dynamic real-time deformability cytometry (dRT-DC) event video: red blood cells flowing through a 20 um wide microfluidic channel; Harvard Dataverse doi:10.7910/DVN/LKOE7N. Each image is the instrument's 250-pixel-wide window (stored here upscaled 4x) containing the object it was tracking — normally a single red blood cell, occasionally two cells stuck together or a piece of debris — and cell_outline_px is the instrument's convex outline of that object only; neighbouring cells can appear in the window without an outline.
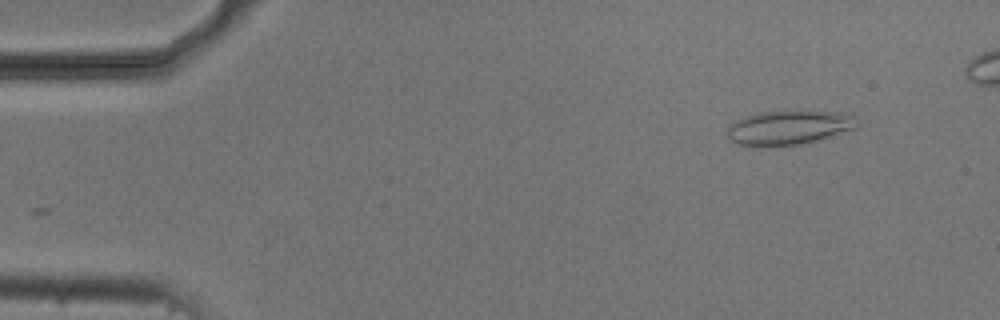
{"species": "common noctule bat (a hibernating species)", "species_latin": "Nyctalus noctula", "temperature_condition": "cold", "stored_images_in_passage": 47, "camera_frame_rate_fps": 3000, "um_per_image_px": 0.085, "animal": {"sex": "male", "body_mass_g": 20.5, "forearm_length_mm": 52.5}, "frame": {"image": 1, "passage_image": 2, "time_ms": 0.333, "image_size_px": [1000, 320], "cell_outline_px": [[860, 124], [856, 128], [816, 140], [800, 144], [764, 148], [756, 148], [736, 144], [728, 136], [728, 128], [736, 120], [748, 116], [764, 112], [836, 112], [852, 116]], "centroid_in_image_um": [67.0, 10.89], "position_along_channel_um": 18.0, "area_um2": 25.55}}
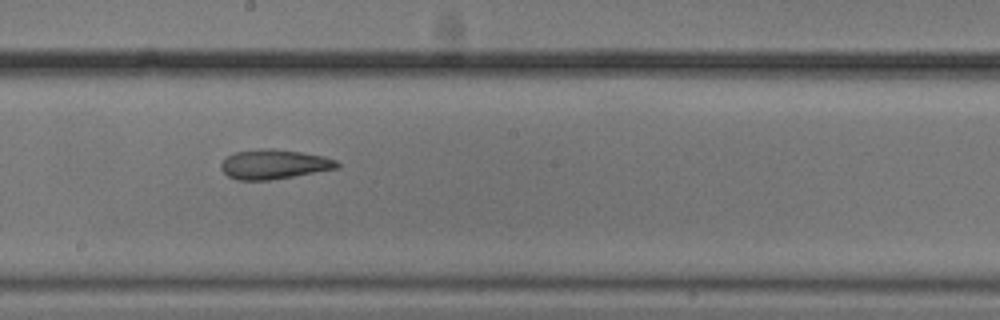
{"frame": {"image": 2, "passage_image": 26, "time_ms": 8.333, "image_size_px": [1000, 320], "cell_outline_px": [[340, 164], [336, 168], [292, 176], [268, 180], [236, 180], [228, 176], [220, 168], [220, 164], [232, 152], [264, 148], [272, 148], [300, 152], [324, 156], [336, 160]], "centroid_in_image_um": [23.24, 13.95], "position_along_channel_um": 225.0, "area_um2": 19.83}}
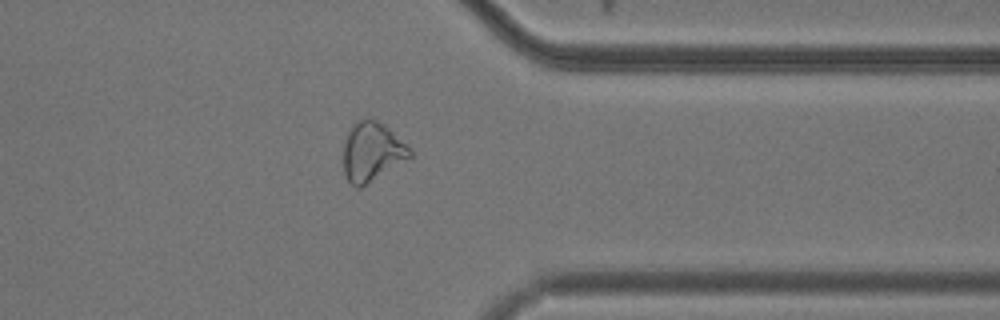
{"frame": {"image": 3, "passage_image": 39, "time_ms": 12.667, "image_size_px": [1000, 320], "cell_outline_px": [[412, 156], [360, 188], [356, 188], [348, 180], [344, 172], [344, 144], [348, 132], [352, 124], [368, 116], [384, 124], [412, 152]], "centroid_in_image_um": [31.58, 12.89], "position_along_channel_um": 379.8, "area_um2": 22.43}}